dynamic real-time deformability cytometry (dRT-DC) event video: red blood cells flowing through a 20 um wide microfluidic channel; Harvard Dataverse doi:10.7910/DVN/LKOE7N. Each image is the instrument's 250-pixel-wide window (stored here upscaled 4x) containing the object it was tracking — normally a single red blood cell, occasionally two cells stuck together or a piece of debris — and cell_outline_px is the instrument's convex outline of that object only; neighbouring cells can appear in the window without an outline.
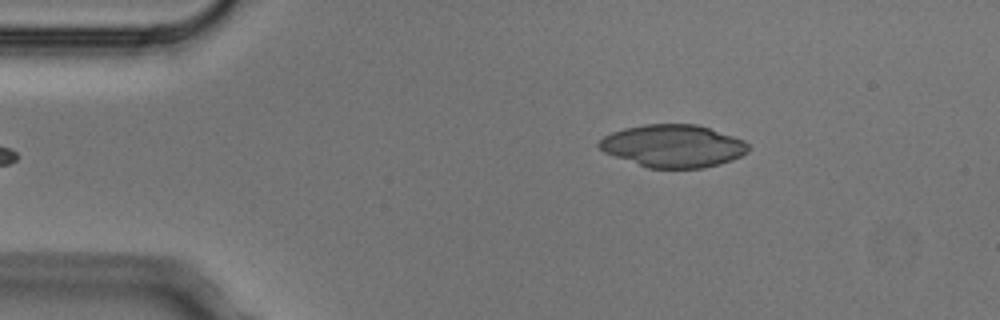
{"species": "Egyptian fruit bat (a non-hibernating species)", "species_latin": "Rousettus aegyptiacus", "temperature_condition": "cold", "stored_images_in_passage": 3, "camera_frame_rate_fps": 3000, "um_per_image_px": 0.085, "animal": {"sex": "male"}, "frame": {"image": 1, "passage_image": 3, "time_ms": 0.667, "image_size_px": [1000, 320], "cell_outline_px": [[748, 152], [732, 160], [704, 168], [648, 168], [604, 152], [596, 144], [604, 136], [612, 132], [624, 128], [644, 124], [696, 124], [744, 140], [748, 144]], "centroid_in_image_um": [57.2, 12.4], "position_along_channel_um": 27.8, "area_um2": 36.82}}